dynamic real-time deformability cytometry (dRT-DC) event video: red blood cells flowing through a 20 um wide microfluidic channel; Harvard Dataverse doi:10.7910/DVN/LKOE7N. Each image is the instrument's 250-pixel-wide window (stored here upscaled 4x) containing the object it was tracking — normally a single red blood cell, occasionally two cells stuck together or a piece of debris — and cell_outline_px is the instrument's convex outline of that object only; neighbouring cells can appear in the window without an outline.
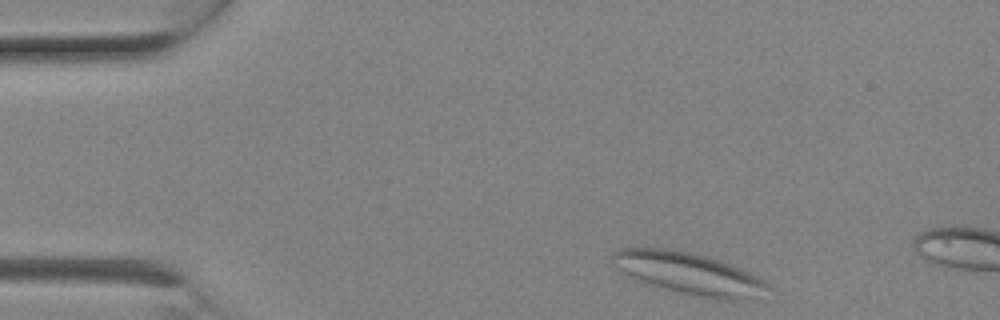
{"species": "Egyptian fruit bat (a non-hibernating species)", "species_latin": "Rousettus aegyptiacus", "temperature_condition": "room temperature", "stored_images_in_passage": 3, "camera_frame_rate_fps": 3000, "um_per_image_px": 0.085, "animal": {"sex": "female"}, "frame": {"image": 1, "passage_image": 1, "time_ms": 0.0, "image_size_px": [1000, 320], "cell_outline_px": [[772, 288], [748, 296], [732, 300], [712, 300], [632, 280], [616, 268], [612, 260], [612, 252], [620, 248], [672, 248], [692, 252], [708, 256], [720, 260], [740, 268], [764, 280]], "centroid_in_image_um": [58.45, 23.21], "position_along_channel_um": 26.6, "area_um2": 37.8}}